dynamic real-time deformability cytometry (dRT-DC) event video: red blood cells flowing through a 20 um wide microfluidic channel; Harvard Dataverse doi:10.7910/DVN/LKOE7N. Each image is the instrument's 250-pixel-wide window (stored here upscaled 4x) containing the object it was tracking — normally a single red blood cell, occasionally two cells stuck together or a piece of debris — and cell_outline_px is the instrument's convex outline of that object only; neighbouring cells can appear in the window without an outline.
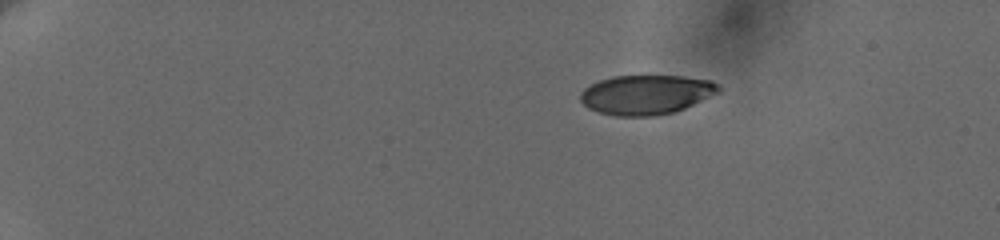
{"species": "human", "species_latin": "Homo sapiens", "temperature_condition": "cold", "stored_images_in_passage": 13, "camera_frame_rate_fps": 3000, "um_per_image_px": 0.085, "donor": {"sex": "female"}, "frame": {"image": 1, "passage_image": 1, "time_ms": 0.0, "image_size_px": [1000, 240], "cell_outline_px": [[720, 92], [684, 108], [672, 112], [652, 116], [616, 116], [600, 112], [588, 108], [580, 100], [580, 92], [584, 88], [600, 80], [612, 76], [684, 76], [712, 80], [720, 84]], "centroid_in_image_um": [54.94, 8.03], "position_along_channel_um": 30.1, "area_um2": 31.79}}
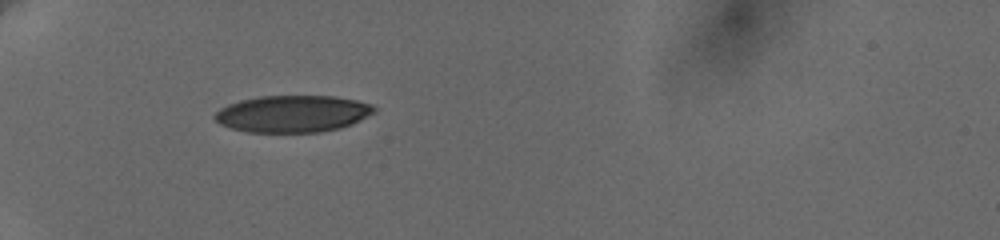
{"frame": {"image": 2, "passage_image": 9, "time_ms": 3.333, "image_size_px": [1000, 240], "cell_outline_px": [[376, 112], [352, 124], [340, 128], [320, 132], [248, 132], [232, 128], [220, 124], [212, 116], [220, 108], [228, 104], [240, 100], [260, 96], [332, 96], [356, 100], [372, 104], [376, 108]], "centroid_in_image_um": [24.89, 9.67], "position_along_channel_um": 60.1, "area_um2": 34.33}}